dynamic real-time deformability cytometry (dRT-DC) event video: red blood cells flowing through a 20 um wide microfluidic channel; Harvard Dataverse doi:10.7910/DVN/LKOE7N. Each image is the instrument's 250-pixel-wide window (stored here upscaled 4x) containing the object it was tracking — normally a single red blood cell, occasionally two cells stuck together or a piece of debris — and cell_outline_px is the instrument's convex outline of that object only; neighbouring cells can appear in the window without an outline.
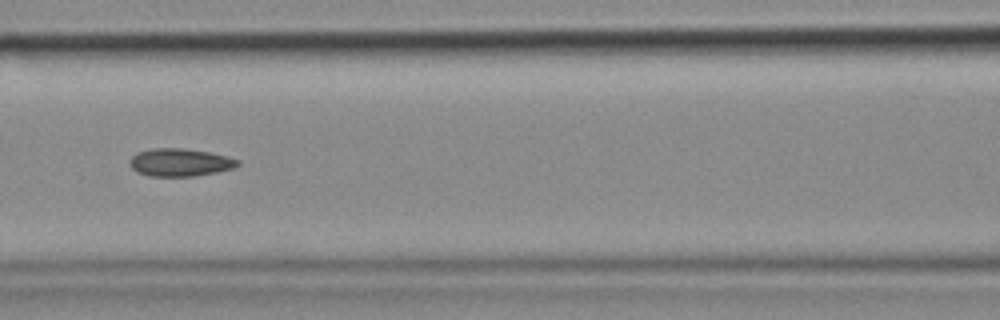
{"species": "common noctule bat (a hibernating species)", "species_latin": "Nyctalus noctula", "temperature_condition": "cold", "stored_images_in_passage": 9, "camera_frame_rate_fps": 3000, "um_per_image_px": 0.085, "animal": {"sex": "female", "body_mass_g": 18.4}, "frame": {"image": 1, "passage_image": 6, "time_ms": 1.667, "image_size_px": [1000, 320], "cell_outline_px": [[240, 164], [232, 168], [216, 172], [192, 176], [148, 176], [136, 172], [128, 164], [128, 160], [136, 152], [152, 148], [184, 148], [208, 152], [228, 156], [240, 160]], "centroid_in_image_um": [15.25, 13.8], "position_along_channel_um": 151.3, "area_um2": 17.63}}
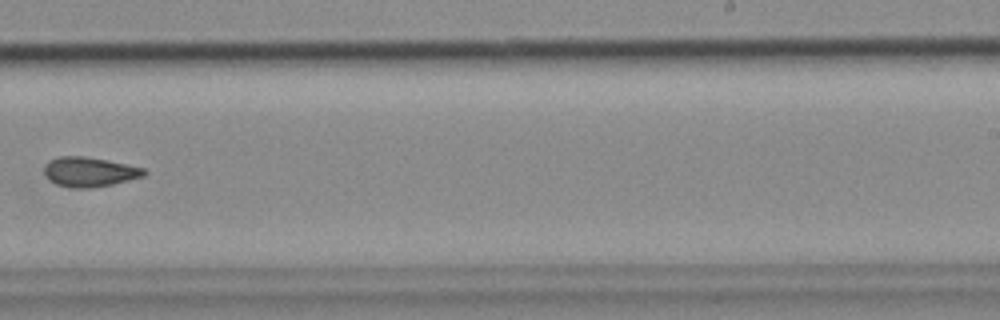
{"frame": {"image": 2, "passage_image": 9, "time_ms": 2.667, "image_size_px": [1000, 320], "cell_outline_px": [[148, 172], [144, 176], [112, 184], [92, 188], [72, 188], [56, 184], [48, 180], [44, 172], [44, 164], [60, 156], [84, 156], [144, 168]], "centroid_in_image_um": [7.57, 14.62], "position_along_channel_um": 281.4, "area_um2": 17.11}}